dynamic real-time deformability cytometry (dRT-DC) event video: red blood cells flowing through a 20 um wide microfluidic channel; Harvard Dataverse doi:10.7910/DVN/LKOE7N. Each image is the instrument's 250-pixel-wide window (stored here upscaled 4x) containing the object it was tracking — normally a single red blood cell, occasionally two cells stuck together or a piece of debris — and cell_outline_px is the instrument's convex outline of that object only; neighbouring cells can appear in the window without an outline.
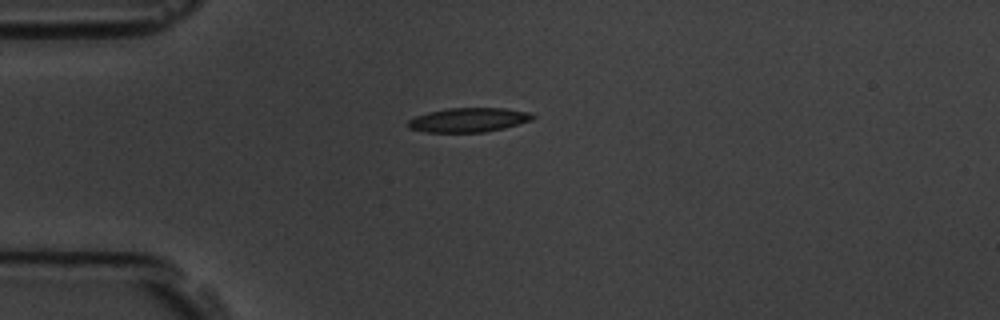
{"species": "common noctule bat (a hibernating species)", "species_latin": "Nyctalus noctula", "temperature_condition": "room temperature", "stored_images_in_passage": 5, "camera_frame_rate_fps": 3000, "um_per_image_px": 0.085, "animal": {"sex": "male", "body_mass_g": 19.5, "forearm_length_mm": 54.6}, "frame": {"image": 1, "passage_image": 5, "time_ms": 5.333, "image_size_px": [1000, 320], "cell_outline_px": [[536, 116], [532, 120], [504, 128], [484, 132], [424, 132], [408, 128], [408, 120], [416, 116], [428, 112], [448, 108], [504, 108], [532, 112]], "centroid_in_image_um": [39.85, 10.19], "position_along_channel_um": 45.2, "area_um2": 17.69}}